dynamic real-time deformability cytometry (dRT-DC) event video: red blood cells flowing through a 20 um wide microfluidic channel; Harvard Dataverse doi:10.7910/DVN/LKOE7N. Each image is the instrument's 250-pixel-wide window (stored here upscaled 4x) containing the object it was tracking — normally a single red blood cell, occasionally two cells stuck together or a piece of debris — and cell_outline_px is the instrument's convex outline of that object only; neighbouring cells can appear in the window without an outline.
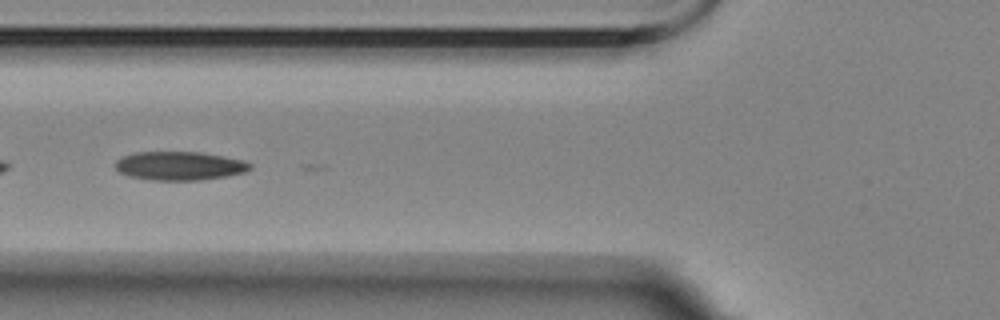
{"species": "Egyptian fruit bat (a non-hibernating species)", "species_latin": "Rousettus aegyptiacus", "temperature_condition": "room temperature", "stored_images_in_passage": 5, "camera_frame_rate_fps": 3000, "um_per_image_px": 0.085, "animal": {"sex": "female"}, "frame": {"image": 1, "passage_image": 5, "time_ms": 5.333, "image_size_px": [1000, 320], "cell_outline_px": [[252, 168], [244, 172], [228, 176], [200, 180], [152, 180], [128, 176], [120, 172], [116, 168], [116, 160], [124, 156], [136, 152], [200, 152], [240, 160], [252, 164]], "centroid_in_image_um": [15.25, 14.1], "position_along_channel_um": 110.6, "area_um2": 22.31}}